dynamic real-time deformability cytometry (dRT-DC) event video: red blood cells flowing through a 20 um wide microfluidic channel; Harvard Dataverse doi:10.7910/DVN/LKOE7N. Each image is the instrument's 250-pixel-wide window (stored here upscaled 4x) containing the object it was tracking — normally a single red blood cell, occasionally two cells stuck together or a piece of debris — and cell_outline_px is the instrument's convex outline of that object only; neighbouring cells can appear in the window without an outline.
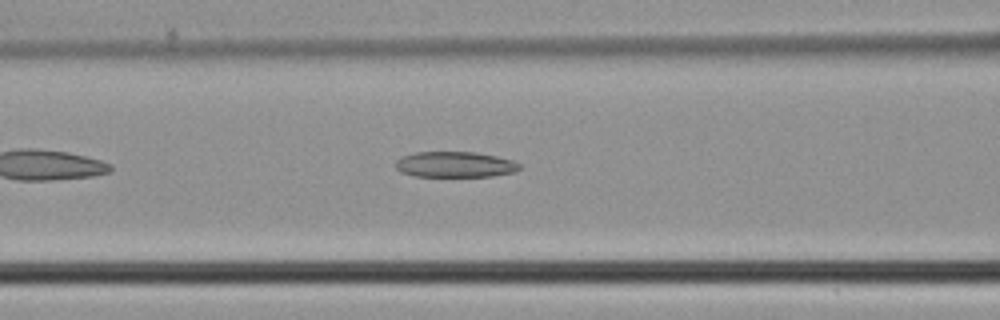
{"species": "common noctule bat (a hibernating species)", "species_latin": "Nyctalus noctula", "temperature_condition": "cold", "stored_images_in_passage": 35, "camera_frame_rate_fps": 3000, "um_per_image_px": 0.085, "animal": {"sex": "male", "body_mass_g": 21.5, "forearm_length_mm": 52.0}, "frame": {"image": 1, "passage_image": 8, "time_ms": 2.333, "image_size_px": [1000, 320], "cell_outline_px": [[520, 168], [516, 172], [492, 176], [416, 176], [400, 172], [396, 168], [396, 160], [404, 156], [416, 152], [476, 152], [496, 156], [512, 160], [520, 164]], "centroid_in_image_um": [38.69, 13.98], "position_along_channel_um": 127.9, "area_um2": 18.5}}
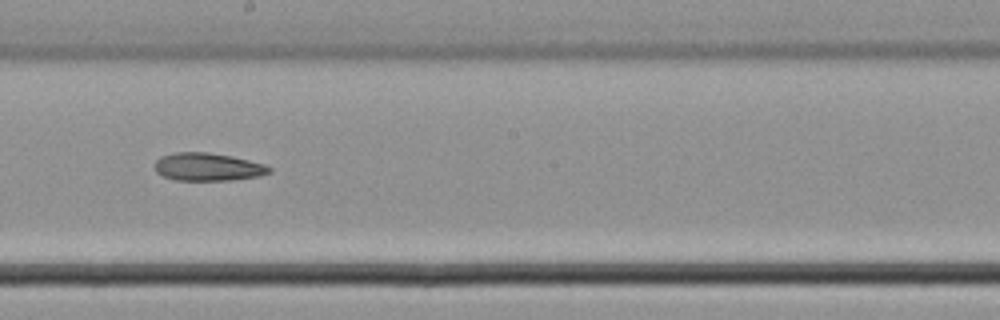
{"frame": {"image": 2, "passage_image": 15, "time_ms": 4.667, "image_size_px": [1000, 320], "cell_outline_px": [[272, 172], [260, 176], [232, 180], [176, 180], [164, 176], [156, 172], [156, 160], [160, 156], [176, 152], [208, 152], [232, 156], [264, 164], [272, 168]], "centroid_in_image_um": [17.69, 14.18], "position_along_channel_um": 230.5, "area_um2": 18.61}}
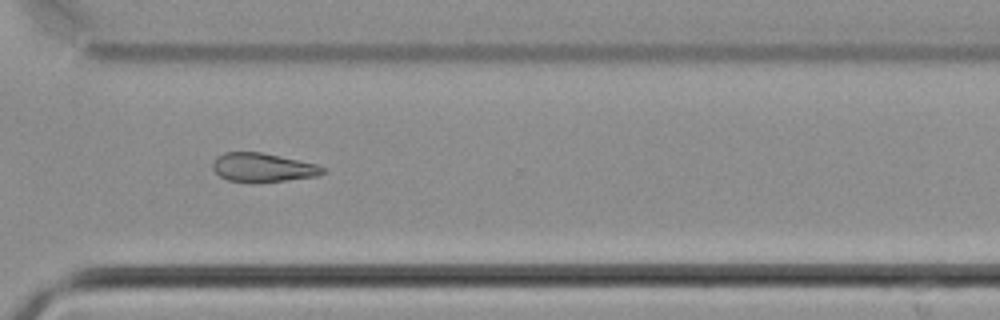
{"frame": {"image": 3, "passage_image": 23, "time_ms": 7.333, "image_size_px": [1000, 320], "cell_outline_px": [[324, 172], [316, 176], [256, 184], [252, 184], [228, 180], [220, 176], [212, 168], [212, 164], [216, 156], [224, 152], [260, 152], [316, 164], [324, 168]], "centroid_in_image_um": [22.27, 14.26], "position_along_channel_um": 348.3, "area_um2": 18.61}}